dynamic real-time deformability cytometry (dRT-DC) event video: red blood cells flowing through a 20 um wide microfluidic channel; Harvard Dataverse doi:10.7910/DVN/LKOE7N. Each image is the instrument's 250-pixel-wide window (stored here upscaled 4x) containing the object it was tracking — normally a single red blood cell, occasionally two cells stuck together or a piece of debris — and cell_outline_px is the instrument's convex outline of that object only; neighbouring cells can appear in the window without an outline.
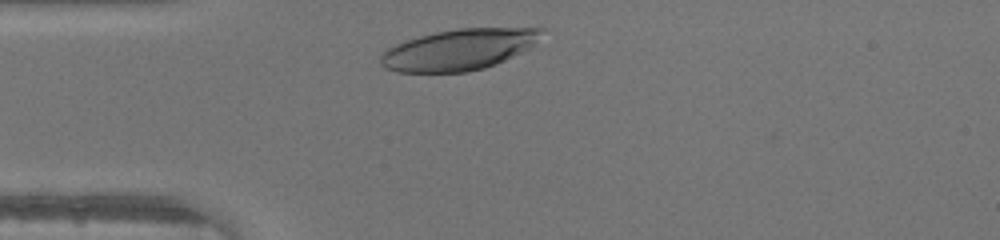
{"species": "human", "species_latin": "Homo sapiens", "temperature_condition": "warm", "stored_images_in_passage": 26, "camera_frame_rate_fps": 3000, "um_per_image_px": 0.085, "donor": {"sex": "male"}, "frame": {"image": 1, "passage_image": 2, "time_ms": 0.333, "image_size_px": [1000, 240], "cell_outline_px": [[544, 28], [532, 44], [528, 48], [496, 64], [484, 68], [468, 72], [396, 72], [384, 68], [380, 64], [380, 56], [388, 48], [396, 44], [420, 36], [436, 32], [460, 28]], "centroid_in_image_um": [38.93, 4.23], "position_along_channel_um": 46.1, "area_um2": 37.92}}
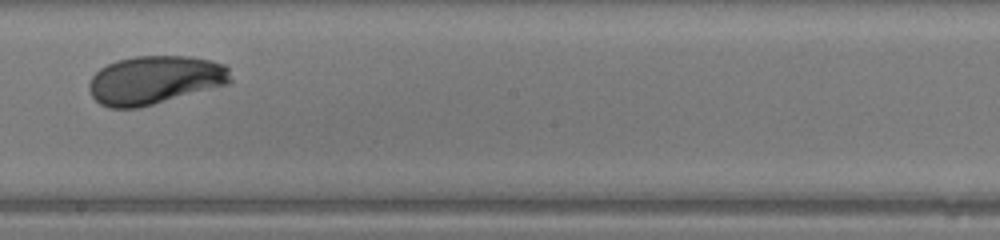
{"frame": {"image": 2, "passage_image": 16, "time_ms": 5.0, "image_size_px": [1000, 240], "cell_outline_px": [[232, 80], [228, 84], [152, 104], [136, 108], [108, 108], [100, 104], [92, 96], [88, 88], [88, 84], [92, 76], [100, 68], [116, 60], [132, 56], [192, 56], [212, 60], [224, 64], [228, 68]], "centroid_in_image_um": [13.15, 6.78], "position_along_channel_um": 235.1, "area_um2": 40.0}}
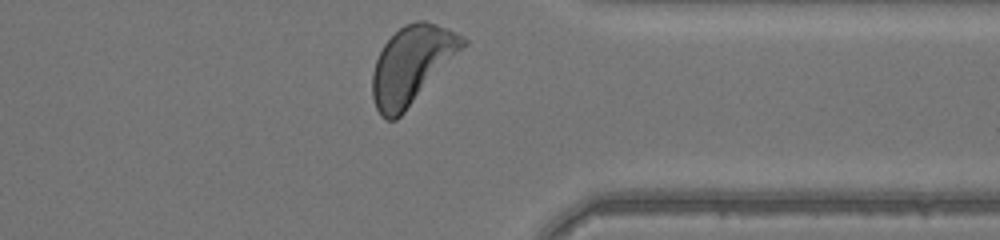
{"frame": {"image": 3, "passage_image": 26, "time_ms": 8.333, "image_size_px": [1000, 240], "cell_outline_px": [[468, 44], [404, 112], [396, 120], [388, 120], [380, 116], [376, 108], [372, 96], [372, 72], [376, 60], [384, 44], [404, 24], [416, 20], [424, 20], [448, 28], [468, 40]], "centroid_in_image_um": [35.0, 5.51], "position_along_channel_um": 376.4, "area_um2": 40.75}}